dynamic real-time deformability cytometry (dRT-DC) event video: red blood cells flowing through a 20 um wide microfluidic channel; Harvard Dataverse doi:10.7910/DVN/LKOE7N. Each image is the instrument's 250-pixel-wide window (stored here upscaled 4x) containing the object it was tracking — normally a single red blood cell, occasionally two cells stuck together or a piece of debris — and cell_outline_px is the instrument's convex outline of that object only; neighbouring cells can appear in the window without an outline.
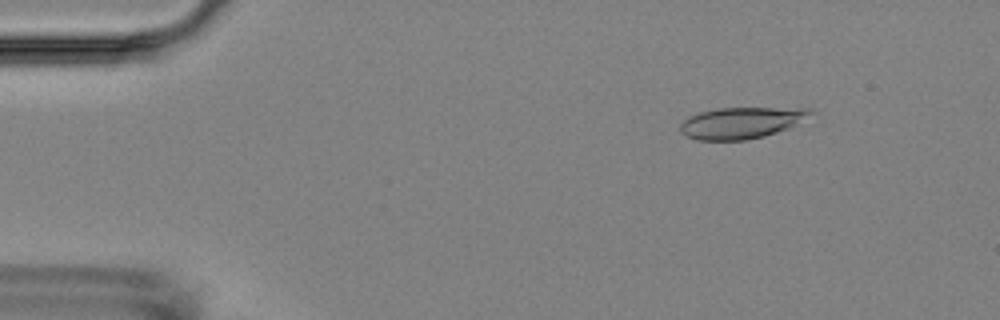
{"species": "Egyptian fruit bat (a non-hibernating species)", "species_latin": "Rousettus aegyptiacus", "temperature_condition": "room temperature", "stored_images_in_passage": 7, "camera_frame_rate_fps": 3000, "um_per_image_px": 0.085, "animal": {"sex": "female"}, "frame": {"image": 1, "passage_image": 2, "time_ms": 2.0, "image_size_px": [1000, 320], "cell_outline_px": [[816, 112], [788, 128], [764, 136], [744, 140], [696, 140], [680, 132], [680, 124], [688, 116], [700, 112], [720, 108], [812, 108]], "centroid_in_image_um": [63.01, 10.43], "position_along_channel_um": 22.0, "area_um2": 23.7}}
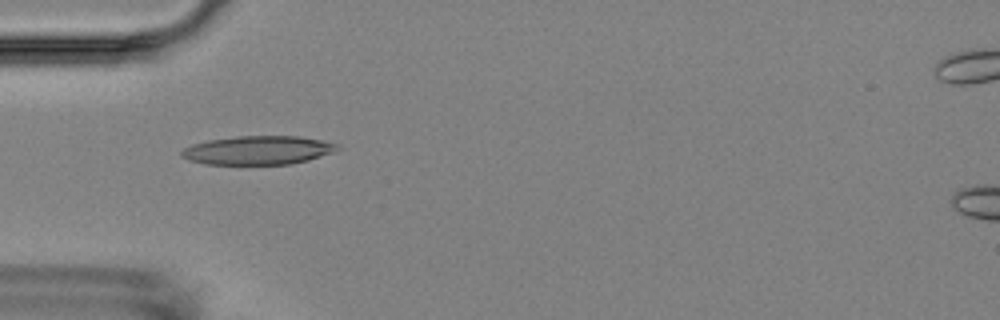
{"frame": {"image": 2, "passage_image": 5, "time_ms": 5.333, "image_size_px": [1000, 320], "cell_outline_px": [[344, 148], [308, 160], [288, 164], [204, 164], [188, 160], [180, 156], [180, 152], [184, 148], [192, 144], [208, 140], [236, 136], [300, 136], [340, 144]], "centroid_in_image_um": [21.93, 12.76], "position_along_channel_um": 63.1, "area_um2": 26.18}}